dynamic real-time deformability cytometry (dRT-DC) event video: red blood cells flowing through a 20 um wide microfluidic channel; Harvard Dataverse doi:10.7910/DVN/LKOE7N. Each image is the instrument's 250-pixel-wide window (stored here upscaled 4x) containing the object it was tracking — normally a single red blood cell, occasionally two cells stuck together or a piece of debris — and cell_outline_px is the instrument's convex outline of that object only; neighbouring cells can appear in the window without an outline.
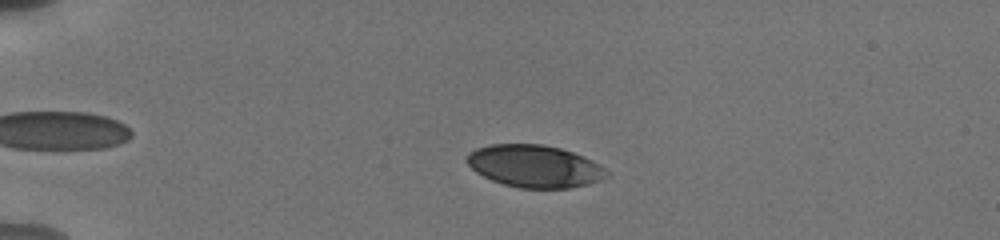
{"species": "human", "species_latin": "Homo sapiens", "temperature_condition": "cold", "stored_images_in_passage": 54, "camera_frame_rate_fps": 3000, "um_per_image_px": 0.085, "donor": {"sex": "male"}, "frame": {"image": 1, "passage_image": 12, "time_ms": 3.667, "image_size_px": [1000, 240], "cell_outline_px": [[608, 176], [600, 180], [588, 184], [568, 188], [520, 188], [504, 184], [492, 180], [476, 172], [464, 160], [468, 152], [476, 148], [492, 144], [544, 144], [560, 148], [572, 152], [592, 160], [604, 168], [608, 172]], "centroid_in_image_um": [45.41, 14.12], "position_along_channel_um": 39.6, "area_um2": 34.45}}
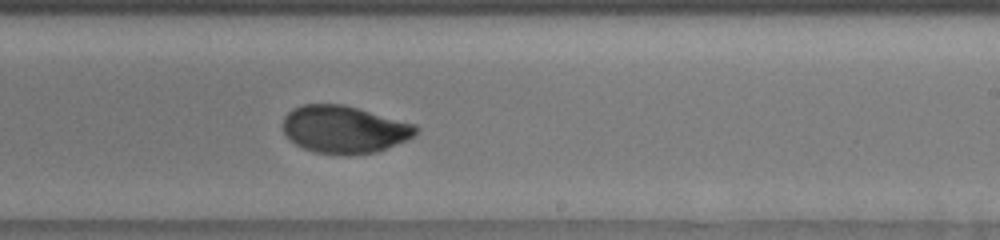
{"frame": {"image": 2, "passage_image": 34, "time_ms": 11.0, "image_size_px": [1000, 240], "cell_outline_px": [[420, 128], [408, 140], [376, 152], [348, 156], [312, 152], [288, 140], [284, 136], [284, 116], [292, 108], [304, 104], [344, 104], [416, 124]], "centroid_in_image_um": [29.25, 11.01], "position_along_channel_um": 259.7, "area_um2": 37.22}}
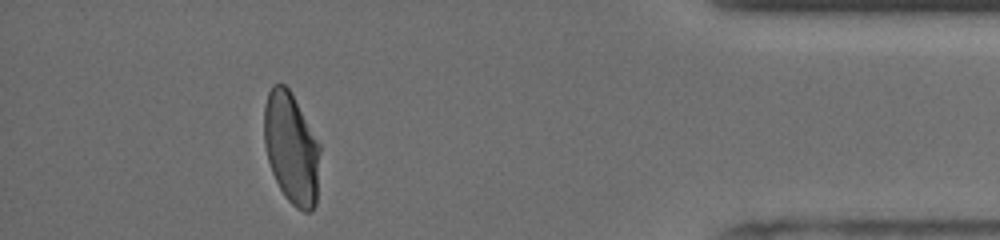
{"frame": {"image": 3, "passage_image": 49, "time_ms": 16.0, "image_size_px": [1000, 240], "cell_outline_px": [[320, 152], [316, 204], [312, 212], [304, 212], [296, 208], [284, 196], [272, 172], [268, 160], [264, 144], [264, 108], [268, 92], [272, 84], [284, 84], [288, 88], [320, 144]], "centroid_in_image_um": [24.76, 12.63], "position_along_channel_um": 410.4, "area_um2": 36.18}, "authors_computed_cell_mechanics": {"area_um2": 36.6163, "velocity_mm_per_s": 3.7878, "shape_relaxation_time_tau1_ms": 2.8549, "shape_relaxation_time_tau2_ms": 1.1467, "deformation_change_tau1": 0.1501, "deformation_change_tau2": 0.0456}}